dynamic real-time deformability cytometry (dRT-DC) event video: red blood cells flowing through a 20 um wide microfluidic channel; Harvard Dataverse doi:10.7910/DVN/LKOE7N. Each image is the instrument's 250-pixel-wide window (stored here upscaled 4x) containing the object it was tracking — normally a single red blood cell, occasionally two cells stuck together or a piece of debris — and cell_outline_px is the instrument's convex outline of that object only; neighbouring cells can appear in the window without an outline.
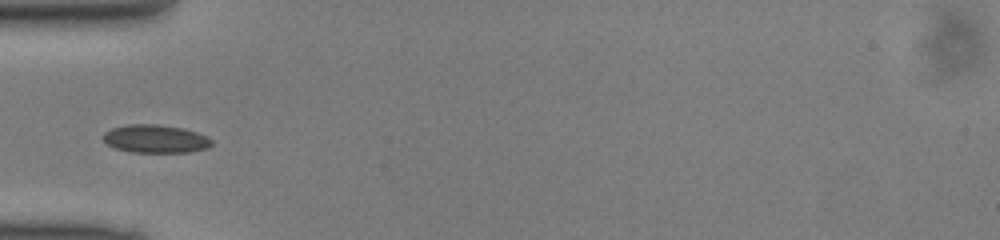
{"species": "common noctule bat (a hibernating species)", "species_latin": "Nyctalus noctula", "temperature_condition": "cold", "stored_images_in_passage": 34, "camera_frame_rate_fps": 3000, "um_per_image_px": 0.085, "animal": {"sex": "male", "body_mass_g": 13.0, "forearm_length_mm": 53.1}, "frame": {"image": 1, "passage_image": 1, "time_ms": 0.0, "image_size_px": [1000, 240], "cell_outline_px": [[212, 144], [208, 148], [188, 152], [132, 152], [116, 148], [108, 144], [104, 140], [104, 132], [112, 128], [128, 124], [156, 124], [184, 128], [208, 136], [212, 140]], "centroid_in_image_um": [13.25, 11.79], "position_along_channel_um": 71.8, "area_um2": 17.74}}
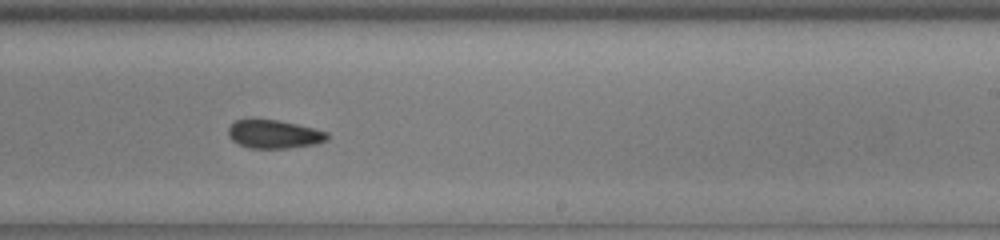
{"frame": {"image": 2, "passage_image": 15, "time_ms": 4.667, "image_size_px": [1000, 240], "cell_outline_px": [[328, 140], [316, 144], [288, 148], [248, 148], [232, 140], [228, 136], [228, 128], [236, 120], [248, 116], [252, 116], [276, 120], [296, 124], [328, 132]], "centroid_in_image_um": [23.24, 11.37], "position_along_channel_um": 265.8, "area_um2": 16.82}}
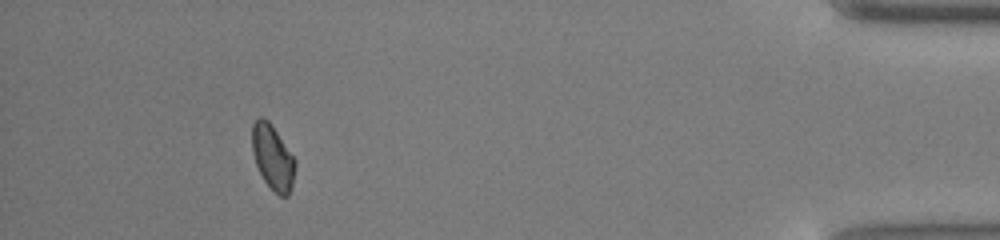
{"frame": {"image": 3, "passage_image": 30, "time_ms": 9.667, "image_size_px": [1000, 240], "cell_outline_px": [[296, 164], [292, 184], [288, 196], [280, 196], [264, 180], [256, 164], [252, 152], [252, 124], [260, 116], [264, 116], [268, 120], [296, 160]], "centroid_in_image_um": [23.17, 13.34], "position_along_channel_um": 412.0, "area_um2": 16.07}}